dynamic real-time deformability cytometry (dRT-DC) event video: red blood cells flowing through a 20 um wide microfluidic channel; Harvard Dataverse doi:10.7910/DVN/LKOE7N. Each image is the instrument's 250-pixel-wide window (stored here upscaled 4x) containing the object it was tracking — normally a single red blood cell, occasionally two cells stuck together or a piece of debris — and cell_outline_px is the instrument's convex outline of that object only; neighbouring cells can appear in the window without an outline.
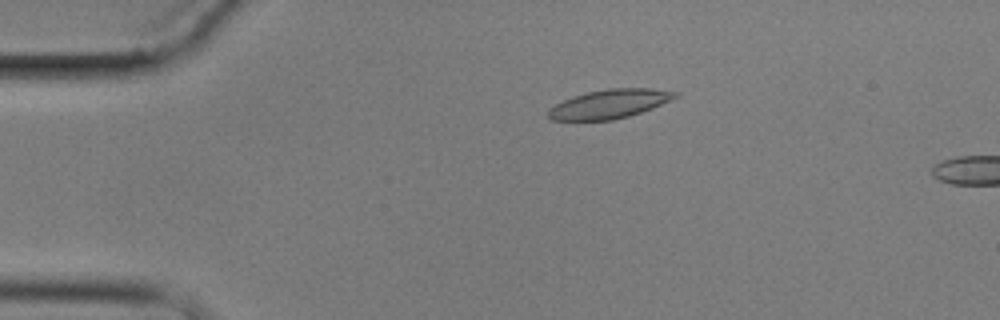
{"species": "common noctule bat (a hibernating species)", "species_latin": "Nyctalus noctula", "temperature_condition": "cold", "stored_images_in_passage": 3, "camera_frame_rate_fps": 3000, "um_per_image_px": 0.085, "animal": {"sex": "male", "body_mass_g": 17.9}, "frame": {"image": 1, "passage_image": 2, "time_ms": 1.333, "image_size_px": [1000, 320], "cell_outline_px": [[680, 96], [672, 100], [652, 108], [628, 116], [612, 120], [552, 120], [548, 116], [548, 108], [572, 96], [588, 92], [608, 88], [652, 88], [680, 92]], "centroid_in_image_um": [51.85, 8.82], "position_along_channel_um": 33.2, "area_um2": 21.44}}